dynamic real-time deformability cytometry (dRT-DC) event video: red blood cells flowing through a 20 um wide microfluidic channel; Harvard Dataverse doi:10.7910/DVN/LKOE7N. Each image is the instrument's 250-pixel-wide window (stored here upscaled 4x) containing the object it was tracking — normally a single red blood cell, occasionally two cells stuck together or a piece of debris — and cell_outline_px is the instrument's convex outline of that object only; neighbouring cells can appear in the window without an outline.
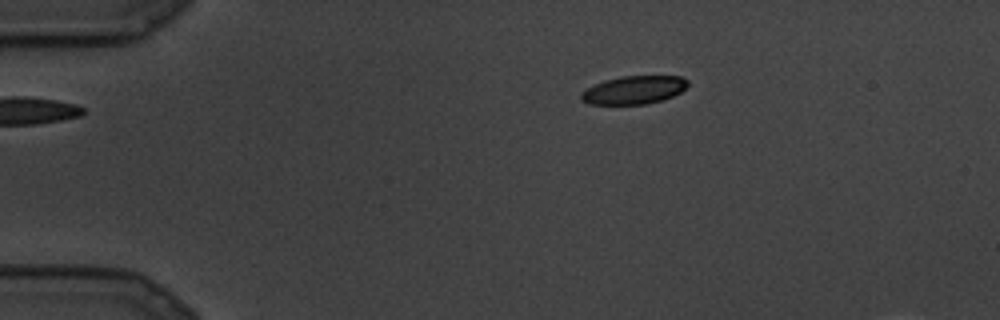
{"species": "common noctule bat (a hibernating species)", "species_latin": "Nyctalus noctula", "temperature_condition": "cold", "stored_images_in_passage": 11, "camera_frame_rate_fps": 3000, "um_per_image_px": 0.085, "animal": {"sex": "male", "body_mass_g": 19.5, "forearm_length_mm": 54.6}, "frame": {"image": 1, "passage_image": 3, "time_ms": 0.667, "image_size_px": [1000, 320], "cell_outline_px": [[688, 84], [680, 92], [672, 96], [648, 104], [588, 104], [580, 100], [580, 92], [604, 80], [620, 76], [680, 76], [688, 80]], "centroid_in_image_um": [53.85, 7.65], "position_along_channel_um": 31.2, "area_um2": 17.46}}
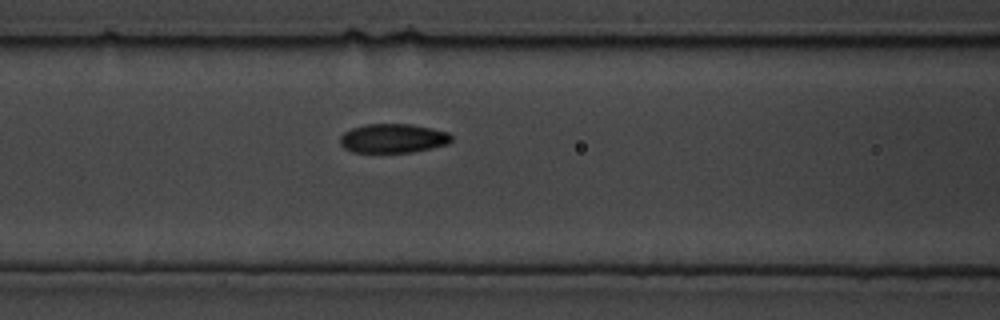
{"frame": {"image": 2, "passage_image": 9, "time_ms": 2.667, "image_size_px": [1000, 320], "cell_outline_px": [[452, 140], [448, 144], [432, 148], [412, 152], [352, 152], [344, 148], [340, 144], [340, 136], [344, 132], [352, 128], [364, 124], [412, 124], [432, 128], [448, 132], [452, 136]], "centroid_in_image_um": [33.41, 11.75], "position_along_channel_um": 133.2, "area_um2": 19.02}}
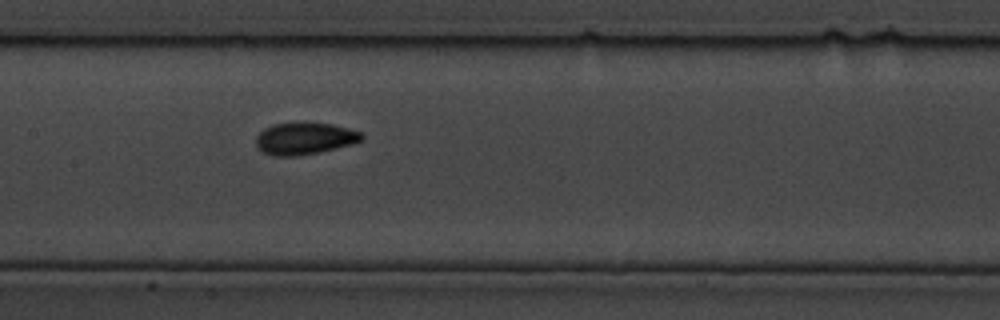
{"frame": {"image": 3, "passage_image": 11, "time_ms": 3.333, "image_size_px": [1000, 320], "cell_outline_px": [[364, 140], [352, 144], [336, 148], [300, 156], [272, 156], [264, 152], [256, 144], [256, 136], [264, 128], [272, 124], [332, 124], [360, 132], [364, 136]], "centroid_in_image_um": [25.89, 11.8], "position_along_channel_um": 181.5, "area_um2": 19.31}}